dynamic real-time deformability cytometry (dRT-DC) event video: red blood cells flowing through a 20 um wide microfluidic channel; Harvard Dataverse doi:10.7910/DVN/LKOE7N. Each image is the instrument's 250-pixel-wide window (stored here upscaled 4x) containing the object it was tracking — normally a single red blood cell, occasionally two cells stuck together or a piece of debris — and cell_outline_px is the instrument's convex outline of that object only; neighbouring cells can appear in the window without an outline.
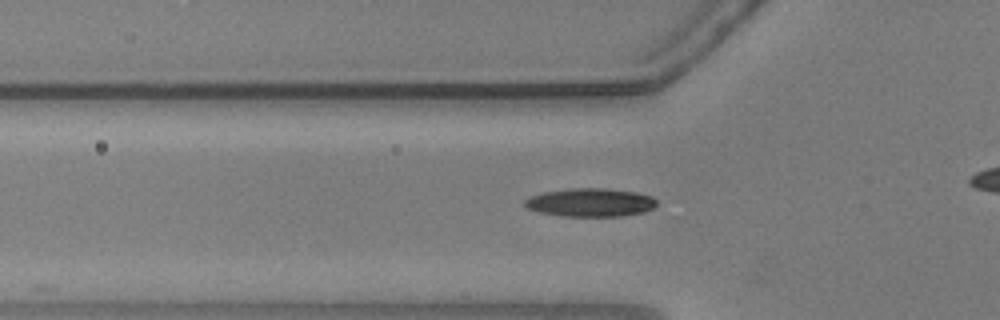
{"species": "common noctule bat (a hibernating species)", "species_latin": "Nyctalus noctula", "temperature_condition": "warm", "stored_images_in_passage": 9, "camera_frame_rate_fps": 3000, "um_per_image_px": 0.085, "animal": {"sex": "male", "body_mass_g": 20.5, "forearm_length_mm": 52.5}, "frame": {"image": 1, "passage_image": 6, "time_ms": 1.667, "image_size_px": [1000, 320], "cell_outline_px": [[656, 204], [652, 208], [644, 212], [620, 216], [560, 216], [540, 212], [528, 208], [524, 204], [524, 200], [528, 196], [544, 192], [572, 188], [608, 188], [636, 192], [652, 196], [656, 200]], "centroid_in_image_um": [50.17, 17.2], "position_along_channel_um": 75.6, "area_um2": 21.85}}